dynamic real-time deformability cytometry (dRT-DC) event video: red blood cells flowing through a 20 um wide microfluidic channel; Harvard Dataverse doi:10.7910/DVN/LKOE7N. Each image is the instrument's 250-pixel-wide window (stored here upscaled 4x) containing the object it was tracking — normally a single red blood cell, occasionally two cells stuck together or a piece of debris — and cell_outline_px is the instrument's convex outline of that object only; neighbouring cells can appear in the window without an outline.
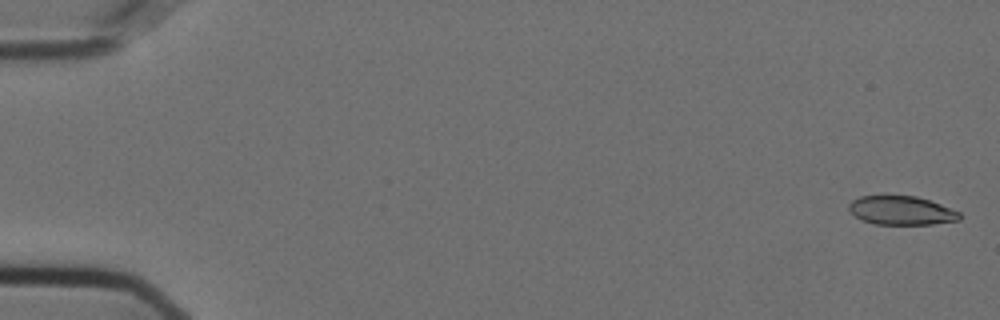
{"species": "Egyptian fruit bat (a non-hibernating species)", "species_latin": "Rousettus aegyptiacus", "temperature_condition": "cold", "stored_images_in_passage": 57, "camera_frame_rate_fps": 3000, "um_per_image_px": 0.085, "animal": {"sex": "female"}, "frame": {"image": 1, "passage_image": 2, "time_ms": 0.333, "image_size_px": [1000, 320], "cell_outline_px": [[960, 220], [932, 224], [876, 224], [864, 220], [856, 216], [848, 208], [848, 204], [852, 200], [860, 196], [916, 196], [940, 204], [960, 212]], "centroid_in_image_um": [76.62, 17.89], "position_along_channel_um": 8.4, "area_um2": 18.32}}
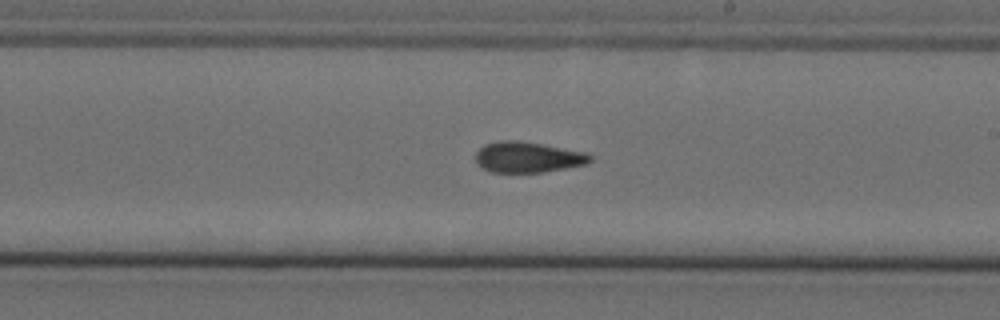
{"frame": {"image": 2, "passage_image": 34, "time_ms": 11.0, "image_size_px": [1000, 320], "cell_outline_px": [[592, 160], [588, 164], [544, 172], [492, 172], [480, 168], [476, 164], [476, 152], [484, 144], [500, 140], [516, 140], [588, 152], [592, 156]], "centroid_in_image_um": [44.86, 13.36], "position_along_channel_um": 244.1, "area_um2": 20.69}}
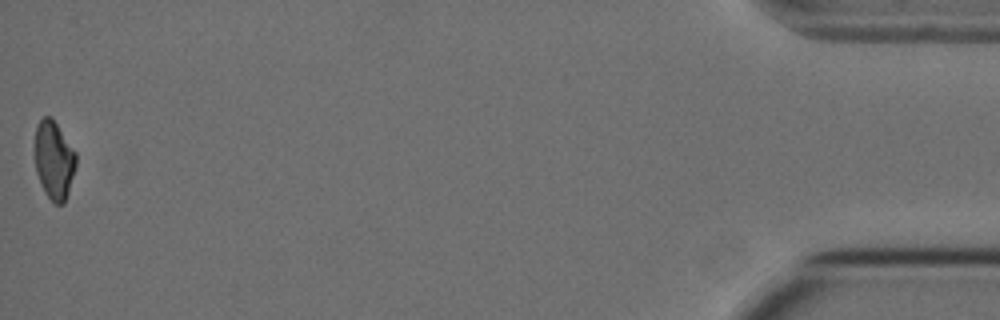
{"frame": {"image": 3, "passage_image": 57, "time_ms": 18.667, "image_size_px": [1000, 320], "cell_outline_px": [[76, 164], [68, 192], [64, 204], [56, 204], [44, 192], [36, 172], [36, 128], [40, 120], [44, 116], [52, 116], [76, 152]], "centroid_in_image_um": [4.6, 13.59], "position_along_channel_um": 430.6, "area_um2": 18.55}, "authors_computed_cell_mechanics": {"area_um2": 20.4034, "velocity_mm_per_s": 3.6167, "shape_relaxation_time_tau1_ms": null, "shape_relaxation_time_tau2_ms": 2.9902, "deformation_change_tau1": null, "deformation_change_tau2": 0.0827}}